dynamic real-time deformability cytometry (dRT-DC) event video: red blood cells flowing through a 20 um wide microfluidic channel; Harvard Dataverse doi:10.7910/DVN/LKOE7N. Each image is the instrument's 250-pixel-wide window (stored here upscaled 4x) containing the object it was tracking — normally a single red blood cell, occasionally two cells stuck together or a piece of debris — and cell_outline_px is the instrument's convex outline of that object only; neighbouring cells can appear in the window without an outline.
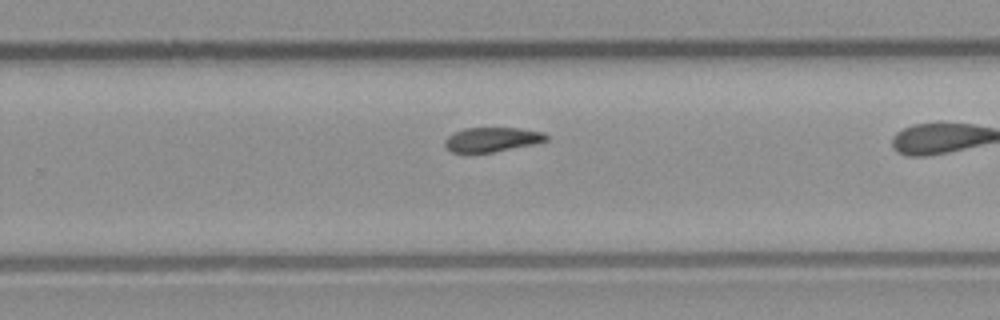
{"species": "common noctule bat (a hibernating species)", "species_latin": "Nyctalus noctula", "temperature_condition": "room temperature", "stored_images_in_passage": 27, "camera_frame_rate_fps": 3000, "um_per_image_px": 0.085, "animal": {"sex": "male", "body_mass_g": 23.1, "forearm_length_mm": 52.7}, "frame": {"image": 1, "passage_image": 20, "time_ms": 6.333, "image_size_px": [1000, 320], "cell_outline_px": [[548, 140], [532, 144], [492, 152], [452, 152], [444, 144], [444, 140], [448, 136], [464, 128], [516, 128], [544, 132], [548, 136]], "centroid_in_image_um": [41.82, 11.85], "position_along_channel_um": 288.0, "area_um2": 14.16}}
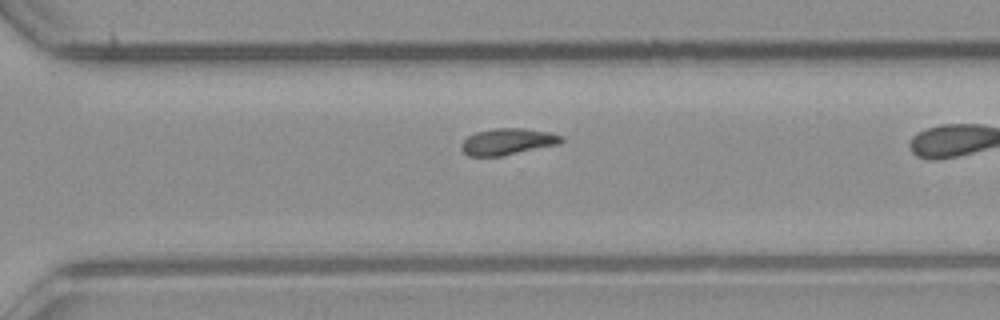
{"frame": {"image": 2, "passage_image": 23, "time_ms": 7.333, "image_size_px": [1000, 320], "cell_outline_px": [[564, 140], [560, 144], [500, 156], [468, 156], [460, 148], [460, 144], [468, 136], [476, 132], [492, 128], [524, 128], [548, 132], [560, 136]], "centroid_in_image_um": [43.11, 12.03], "position_along_channel_um": 327.5, "area_um2": 15.37}}